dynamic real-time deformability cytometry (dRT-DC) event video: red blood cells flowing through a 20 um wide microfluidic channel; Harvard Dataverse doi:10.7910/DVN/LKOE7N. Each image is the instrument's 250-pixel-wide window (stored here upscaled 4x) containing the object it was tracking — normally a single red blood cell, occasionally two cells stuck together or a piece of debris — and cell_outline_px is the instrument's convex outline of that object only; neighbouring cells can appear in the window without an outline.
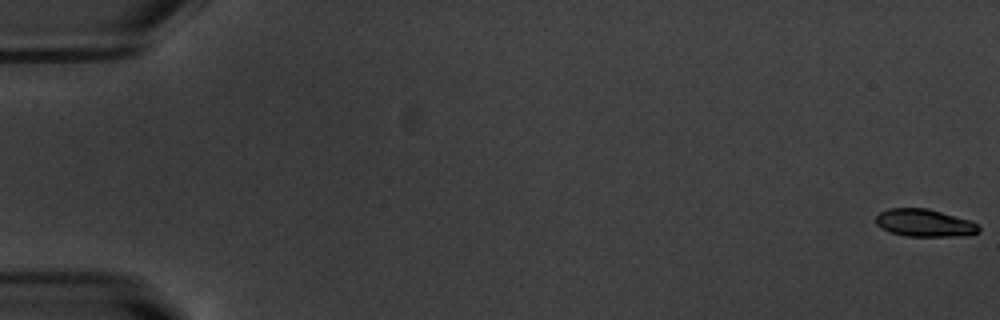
{"species": "common noctule bat (a hibernating species)", "species_latin": "Nyctalus noctula", "temperature_condition": "warm", "stored_images_in_passage": 56, "camera_frame_rate_fps": 3000, "um_per_image_px": 0.085, "animal": {"sex": "male", "body_mass_g": 20.1, "forearm_length_mm": 53.5}, "frame": {"image": 1, "passage_image": 1, "time_ms": 0.0, "image_size_px": [1000, 320], "cell_outline_px": [[980, 232], [952, 236], [904, 236], [880, 228], [876, 224], [876, 216], [880, 212], [888, 208], [928, 208], [972, 220], [980, 228]], "centroid_in_image_um": [78.56, 18.93], "position_along_channel_um": 6.4, "area_um2": 16.53}}
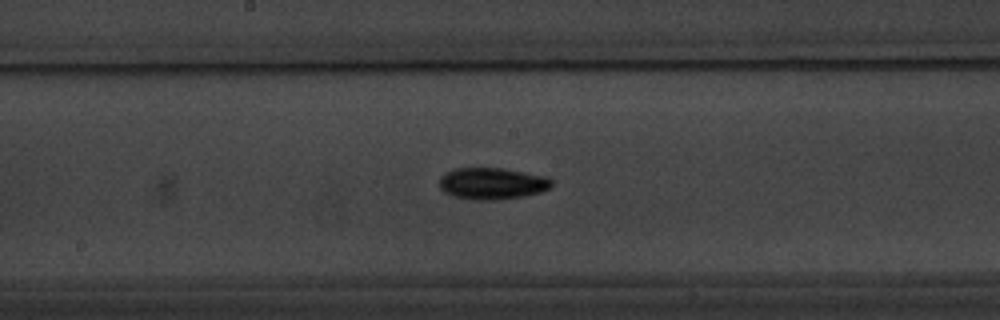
{"frame": {"image": 2, "passage_image": 30, "time_ms": 9.667, "image_size_px": [1000, 320], "cell_outline_px": [[552, 188], [540, 192], [524, 196], [492, 200], [472, 200], [452, 196], [444, 192], [440, 188], [440, 176], [444, 172], [456, 168], [504, 168], [548, 176], [552, 180]], "centroid_in_image_um": [41.84, 15.59], "position_along_channel_um": 206.4, "area_um2": 21.04}}
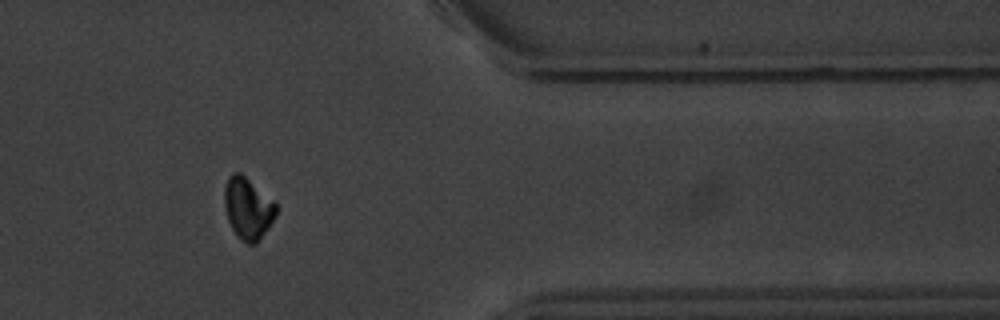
{"frame": {"image": 3, "passage_image": 46, "time_ms": 15.0, "image_size_px": [1000, 320], "cell_outline_px": [[276, 216], [268, 228], [256, 244], [248, 244], [236, 236], [228, 220], [224, 208], [224, 188], [228, 176], [232, 172], [240, 172], [276, 200]], "centroid_in_image_um": [21.07, 17.68], "position_along_channel_um": 390.3, "area_um2": 18.96}, "authors_computed_cell_mechanics": {"area_um2": 18.2937, "velocity_mm_per_s": 3.764, "shape_relaxation_time_tau1_ms": 2.28, "shape_relaxation_time_tau2_ms": null, "deformation_change_tau1": 0.1226, "deformation_change_tau2": null}}